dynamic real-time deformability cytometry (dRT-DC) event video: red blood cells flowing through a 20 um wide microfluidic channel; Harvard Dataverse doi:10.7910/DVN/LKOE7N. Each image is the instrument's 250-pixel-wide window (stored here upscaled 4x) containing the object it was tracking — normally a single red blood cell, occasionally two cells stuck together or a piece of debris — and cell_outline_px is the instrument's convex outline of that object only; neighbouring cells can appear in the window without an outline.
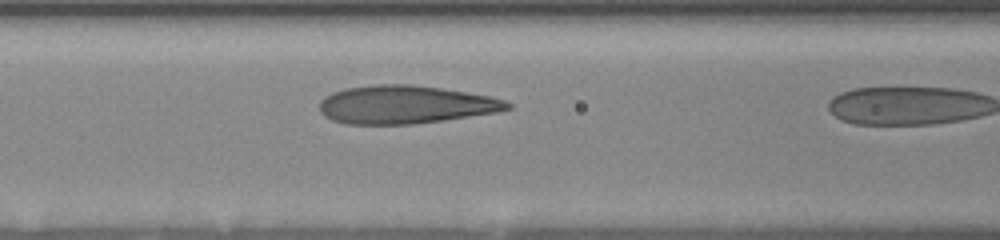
{"species": "human", "species_latin": "Homo sapiens", "temperature_condition": "room temperature", "stored_images_in_passage": 18, "camera_frame_rate_fps": 3000, "um_per_image_px": 0.085, "donor": {"sex": "female"}, "frame": {"image": 1, "passage_image": 16, "time_ms": 2.667, "image_size_px": [1000, 240], "cell_outline_px": [[512, 108], [496, 112], [412, 124], [344, 124], [332, 120], [324, 116], [320, 112], [320, 100], [324, 96], [332, 92], [344, 88], [376, 84], [412, 84], [440, 88], [488, 96], [504, 100], [512, 104]], "centroid_in_image_um": [34.38, 8.89], "position_along_channel_um": 132.2, "area_um2": 41.62}}